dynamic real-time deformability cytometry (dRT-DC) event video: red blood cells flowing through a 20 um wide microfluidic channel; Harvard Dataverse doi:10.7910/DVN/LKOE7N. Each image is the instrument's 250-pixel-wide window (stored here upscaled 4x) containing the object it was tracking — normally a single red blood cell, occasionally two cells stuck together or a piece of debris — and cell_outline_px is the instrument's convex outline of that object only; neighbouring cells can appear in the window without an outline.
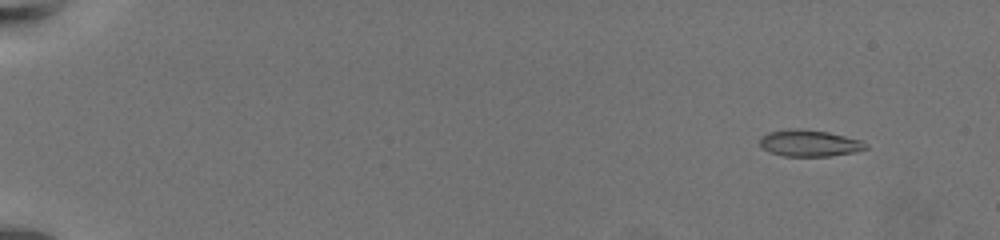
{"species": "common noctule bat (a hibernating species)", "species_latin": "Nyctalus noctula", "temperature_condition": "warm", "stored_images_in_passage": 65, "camera_frame_rate_fps": 3000, "um_per_image_px": 0.085, "animal": {"sex": "female", "body_mass_g": 19.5, "forearm_length_mm": 54.1}, "frame": {"image": 1, "passage_image": 7, "time_ms": 2.0, "image_size_px": [1000, 240], "cell_outline_px": [[868, 148], [856, 152], [828, 156], [784, 156], [772, 152], [764, 148], [760, 144], [760, 136], [768, 132], [792, 128], [800, 128], [828, 132], [860, 140], [868, 144]], "centroid_in_image_um": [68.81, 12.16], "position_along_channel_um": 16.2, "area_um2": 16.36}}
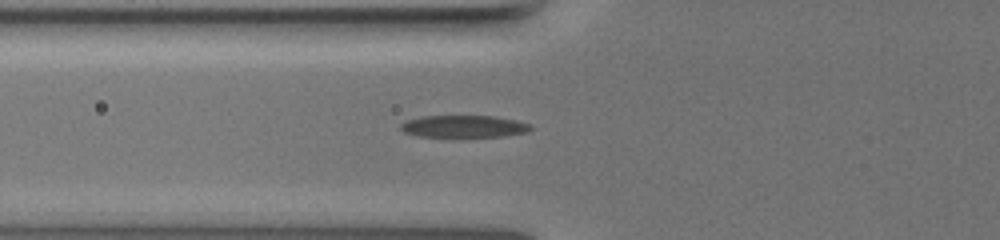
{"frame": {"image": 2, "passage_image": 28, "time_ms": 9.0, "image_size_px": [1000, 240], "cell_outline_px": [[532, 128], [528, 132], [504, 136], [464, 140], [456, 140], [420, 136], [404, 132], [400, 128], [400, 124], [408, 120], [420, 116], [492, 116], [516, 120], [528, 124]], "centroid_in_image_um": [39.4, 10.8], "position_along_channel_um": 86.4, "area_um2": 17.8}}
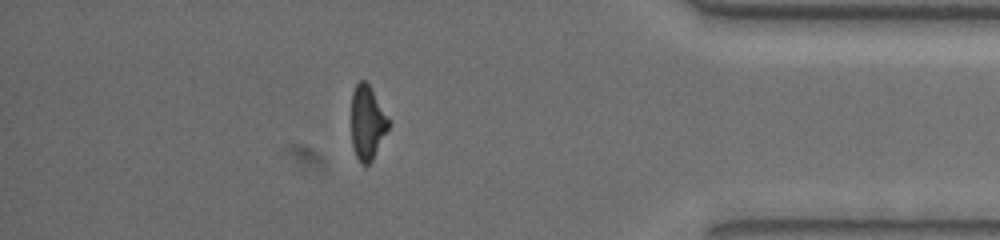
{"frame": {"image": 3, "passage_image": 58, "time_ms": 19.0, "image_size_px": [1000, 240], "cell_outline_px": [[388, 128], [372, 160], [368, 164], [360, 164], [356, 156], [352, 144], [352, 92], [356, 84], [360, 80], [364, 80], [368, 84], [388, 120]], "centroid_in_image_um": [31.18, 10.45], "position_along_channel_um": 404.0, "area_um2": 15.43}, "authors_computed_cell_mechanics": {"area_um2": 17.051, "velocity_mm_per_s": 3.4407, "shape_relaxation_time_tau1_ms": 5.0142, "shape_relaxation_time_tau2_ms": 3.0856, "deformation_change_tau1": 0.1851, "deformation_change_tau2": 0.1047}}